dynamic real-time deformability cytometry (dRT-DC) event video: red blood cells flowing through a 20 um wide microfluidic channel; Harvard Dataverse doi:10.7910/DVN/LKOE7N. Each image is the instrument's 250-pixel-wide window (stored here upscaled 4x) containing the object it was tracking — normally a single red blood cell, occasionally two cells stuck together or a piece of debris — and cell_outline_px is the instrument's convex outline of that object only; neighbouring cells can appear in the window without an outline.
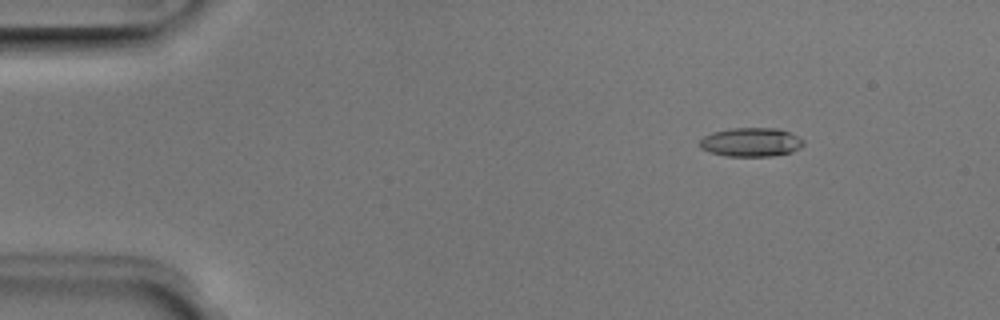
{"species": "Egyptian fruit bat (a non-hibernating species)", "species_latin": "Rousettus aegyptiacus", "temperature_condition": "room temperature", "stored_images_in_passage": 50, "camera_frame_rate_fps": 3000, "um_per_image_px": 0.085, "animal": {"sex": "male"}, "frame": {"image": 1, "passage_image": 7, "time_ms": 2.0, "image_size_px": [1000, 320], "cell_outline_px": [[804, 144], [800, 148], [792, 152], [772, 156], [728, 156], [708, 152], [700, 148], [700, 140], [704, 136], [712, 132], [728, 128], [780, 128], [804, 140]], "centroid_in_image_um": [63.82, 12.08], "position_along_channel_um": 21.2, "area_um2": 17.57}}
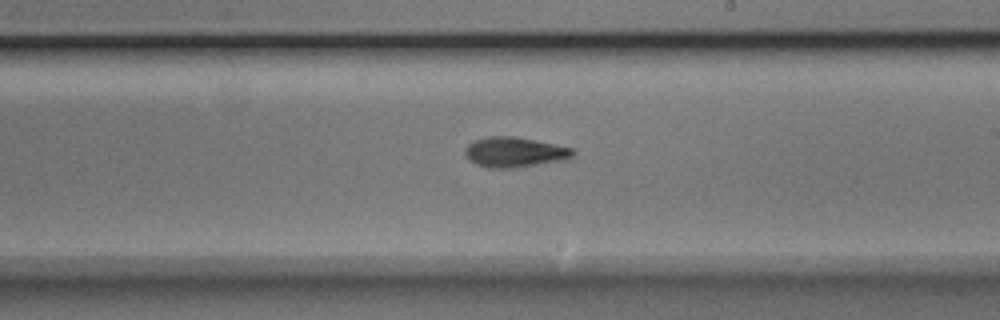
{"frame": {"image": 2, "passage_image": 30, "time_ms": 9.667, "image_size_px": [1000, 320], "cell_outline_px": [[576, 152], [568, 160], [512, 168], [488, 168], [476, 164], [468, 160], [464, 156], [464, 148], [468, 144], [476, 140], [488, 136], [512, 136], [572, 148]], "centroid_in_image_um": [43.71, 12.95], "position_along_channel_um": 245.3, "area_um2": 18.96}}
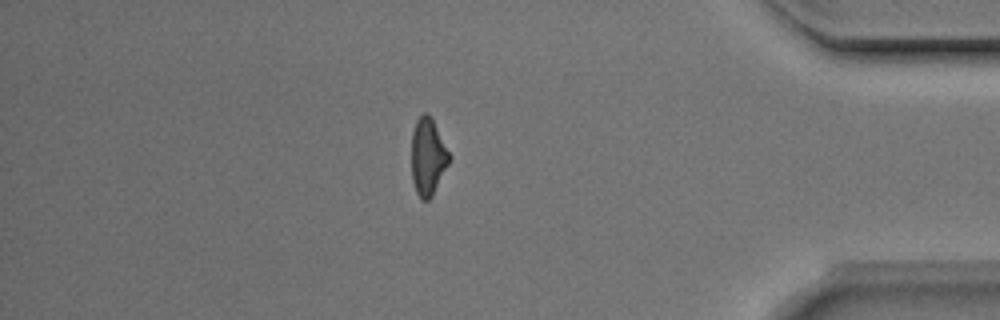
{"frame": {"image": 3, "passage_image": 44, "time_ms": 14.333, "image_size_px": [1000, 320], "cell_outline_px": [[452, 156], [432, 196], [428, 200], [420, 200], [416, 192], [412, 180], [412, 132], [416, 120], [424, 112], [428, 112]], "centroid_in_image_um": [36.37, 13.32], "position_along_channel_um": 398.8, "area_um2": 16.94}}